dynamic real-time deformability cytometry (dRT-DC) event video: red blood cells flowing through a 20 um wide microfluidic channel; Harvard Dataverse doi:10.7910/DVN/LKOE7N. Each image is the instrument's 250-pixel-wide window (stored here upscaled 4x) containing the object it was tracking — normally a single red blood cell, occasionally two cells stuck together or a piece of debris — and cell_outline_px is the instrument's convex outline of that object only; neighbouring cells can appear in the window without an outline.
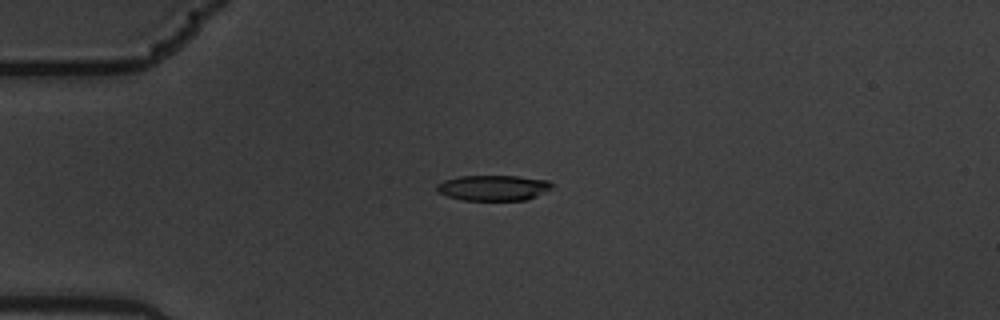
{"species": "common noctule bat (a hibernating species)", "species_latin": "Nyctalus noctula", "temperature_condition": "warm", "stored_images_in_passage": 5, "camera_frame_rate_fps": 3000, "um_per_image_px": 0.085, "animal": {"sex": "male", "body_mass_g": 19.5, "forearm_length_mm": 54.6}, "frame": {"image": 1, "passage_image": 4, "time_ms": 1.0, "image_size_px": [1000, 320], "cell_outline_px": [[556, 184], [552, 188], [536, 196], [524, 200], [460, 200], [436, 192], [436, 184], [444, 180], [460, 176], [516, 176], [548, 180]], "centroid_in_image_um": [41.92, 15.96], "position_along_channel_um": 43.1, "area_um2": 17.22}}